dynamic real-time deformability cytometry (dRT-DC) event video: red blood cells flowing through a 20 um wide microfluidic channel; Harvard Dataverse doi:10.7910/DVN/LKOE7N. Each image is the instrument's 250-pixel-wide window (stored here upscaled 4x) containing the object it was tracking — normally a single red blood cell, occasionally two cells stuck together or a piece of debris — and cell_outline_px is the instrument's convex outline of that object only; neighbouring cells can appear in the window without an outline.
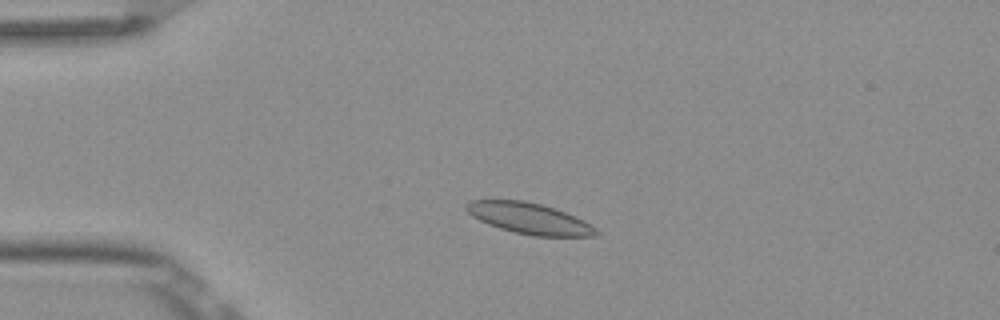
{"species": "Egyptian fruit bat (a non-hibernating species)", "species_latin": "Rousettus aegyptiacus", "temperature_condition": "room temperature", "stored_images_in_passage": 8, "camera_frame_rate_fps": 3000, "um_per_image_px": 0.085, "frame": {"image": 1, "passage_image": 3, "time_ms": 0.667, "image_size_px": [1000, 320], "cell_outline_px": [[600, 232], [596, 236], [532, 236], [500, 228], [488, 224], [472, 216], [464, 208], [464, 204], [472, 200], [524, 200], [556, 208], [576, 216], [584, 220], [596, 228]], "centroid_in_image_um": [45.01, 18.56], "position_along_channel_um": 40.0, "area_um2": 23.52}}
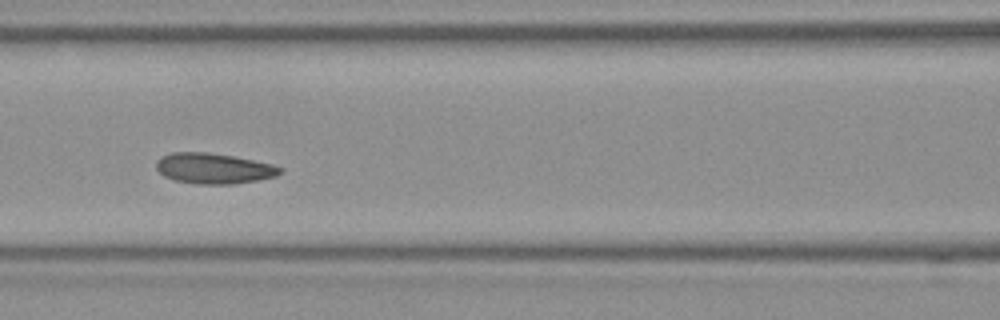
{"frame": {"image": 2, "passage_image": 6, "time_ms": 1.667, "image_size_px": [1000, 320], "cell_outline_px": [[284, 172], [276, 176], [256, 180], [232, 184], [196, 184], [176, 180], [164, 176], [156, 168], [156, 160], [160, 156], [172, 152], [208, 152], [232, 156], [272, 164], [284, 168]], "centroid_in_image_um": [18.16, 14.31], "position_along_channel_um": 148.4, "area_um2": 22.08}}
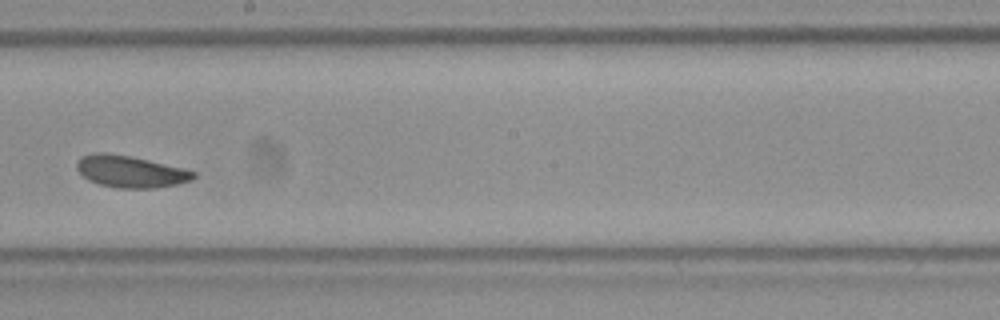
{"frame": {"image": 3, "passage_image": 8, "time_ms": 2.333, "image_size_px": [1000, 320], "cell_outline_px": [[196, 176], [192, 180], [176, 184], [156, 188], [116, 188], [100, 184], [88, 180], [76, 168], [76, 164], [80, 156], [96, 152], [108, 152], [132, 156], [184, 168], [196, 172]], "centroid_in_image_um": [11.09, 14.57], "position_along_channel_um": 237.1, "area_um2": 21.85}}